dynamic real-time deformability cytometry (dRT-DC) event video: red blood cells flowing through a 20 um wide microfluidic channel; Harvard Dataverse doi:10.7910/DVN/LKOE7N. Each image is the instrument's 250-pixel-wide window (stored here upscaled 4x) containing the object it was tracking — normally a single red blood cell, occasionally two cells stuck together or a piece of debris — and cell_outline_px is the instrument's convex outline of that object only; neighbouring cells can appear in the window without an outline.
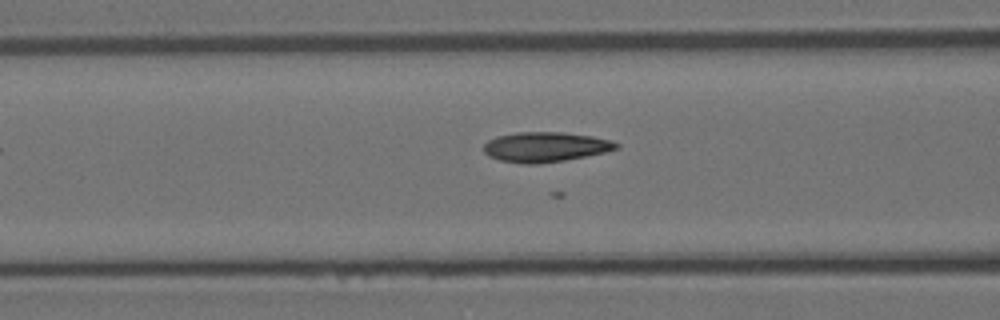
{"species": "Egyptian fruit bat (a non-hibernating species)", "species_latin": "Rousettus aegyptiacus", "temperature_condition": "room temperature", "stored_images_in_passage": 7, "camera_frame_rate_fps": 3000, "um_per_image_px": 0.085, "animal": {"sex": "female"}, "frame": {"image": 1, "passage_image": 7, "time_ms": 2.0, "image_size_px": [1000, 320], "cell_outline_px": [[620, 148], [604, 152], [564, 160], [536, 164], [524, 164], [500, 160], [488, 156], [484, 152], [484, 144], [488, 140], [496, 136], [516, 132], [564, 132], [592, 136], [608, 140], [620, 144]], "centroid_in_image_um": [46.32, 12.48], "position_along_channel_um": 120.3, "area_um2": 23.06}}